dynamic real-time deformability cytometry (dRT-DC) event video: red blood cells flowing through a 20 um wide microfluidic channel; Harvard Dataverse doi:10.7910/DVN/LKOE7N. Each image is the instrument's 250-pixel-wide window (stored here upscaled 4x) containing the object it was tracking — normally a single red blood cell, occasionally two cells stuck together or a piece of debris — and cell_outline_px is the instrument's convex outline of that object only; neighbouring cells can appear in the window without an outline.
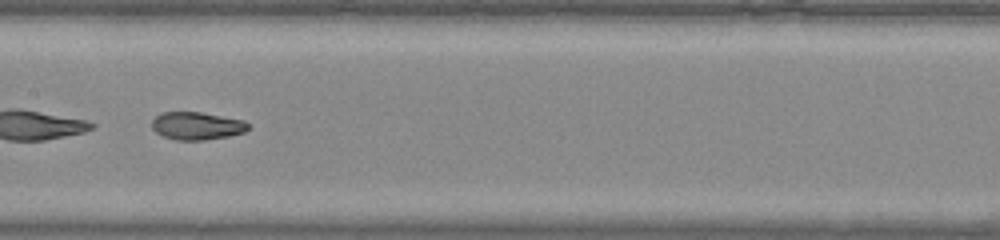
{"species": "common noctule bat (a hibernating species)", "species_latin": "Nyctalus noctula", "temperature_condition": "warm", "stored_images_in_passage": 31, "camera_frame_rate_fps": 3000, "um_per_image_px": 0.085, "animal": {"sex": "male", "body_mass_g": 20.0, "forearm_length_mm": 53.3}, "frame": {"image": 1, "passage_image": 14, "time_ms": 4.333, "image_size_px": [1000, 240], "cell_outline_px": [[248, 128], [244, 132], [228, 136], [204, 140], [176, 140], [164, 136], [156, 132], [152, 128], [152, 120], [160, 112], [200, 112], [244, 120], [248, 124]], "centroid_in_image_um": [16.71, 10.69], "position_along_channel_um": 190.7, "area_um2": 15.49}}